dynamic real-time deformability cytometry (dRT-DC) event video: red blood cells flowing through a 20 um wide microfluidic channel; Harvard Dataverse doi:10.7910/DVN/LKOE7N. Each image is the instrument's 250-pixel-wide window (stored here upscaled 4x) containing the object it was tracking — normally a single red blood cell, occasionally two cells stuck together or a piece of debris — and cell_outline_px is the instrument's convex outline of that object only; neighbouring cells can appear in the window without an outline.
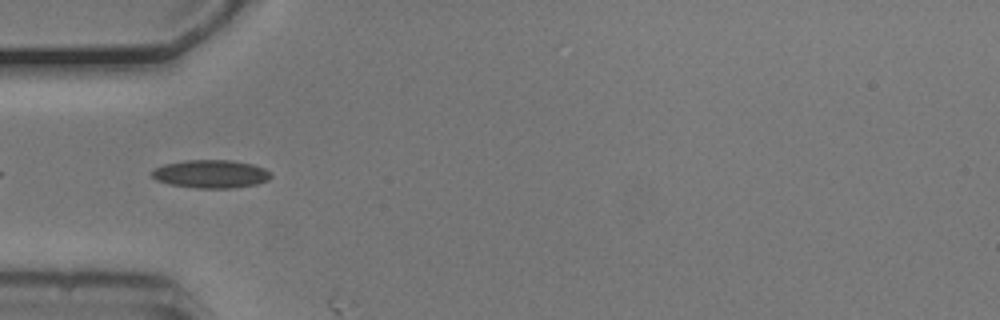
{"species": "common noctule bat (a hibernating species)", "species_latin": "Nyctalus noctula", "temperature_condition": "cold", "stored_images_in_passage": 4, "camera_frame_rate_fps": 3000, "um_per_image_px": 0.085, "animal": {"sex": "male", "body_mass_g": 20.5, "forearm_length_mm": 52.5}, "frame": {"image": 1, "passage_image": 2, "time_ms": 0.333, "image_size_px": [1000, 320], "cell_outline_px": [[272, 176], [268, 180], [256, 184], [232, 188], [196, 188], [168, 184], [156, 180], [152, 176], [152, 172], [156, 168], [164, 164], [184, 160], [232, 160], [252, 164], [264, 168]], "centroid_in_image_um": [17.91, 14.78], "position_along_channel_um": 67.1, "area_um2": 19.48}}